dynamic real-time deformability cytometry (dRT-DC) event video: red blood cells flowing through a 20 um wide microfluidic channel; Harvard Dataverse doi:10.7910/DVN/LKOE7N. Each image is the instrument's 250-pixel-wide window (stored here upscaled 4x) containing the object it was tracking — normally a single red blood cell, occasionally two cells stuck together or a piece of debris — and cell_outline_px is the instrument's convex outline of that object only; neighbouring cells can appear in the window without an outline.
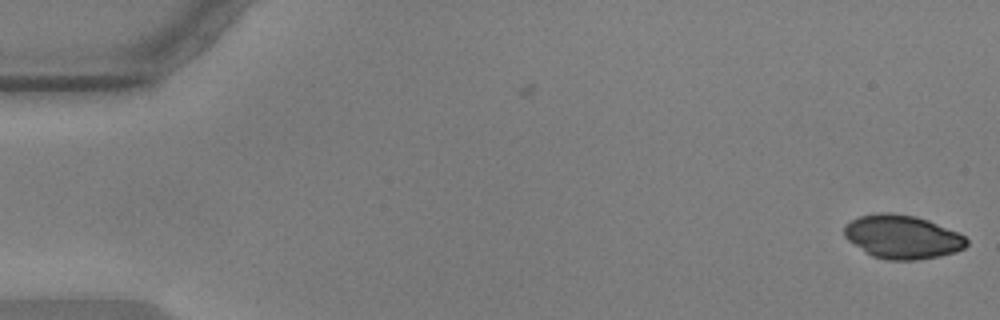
{"species": "common noctule bat (a hibernating species)", "species_latin": "Nyctalus noctula", "temperature_condition": "warm", "stored_images_in_passage": 6, "camera_frame_rate_fps": 3000, "um_per_image_px": 0.085, "animal": {"sex": "male", "body_mass_g": 17.9, "forearm_length_mm": 54.2}, "frame": {"image": 1, "passage_image": 6, "time_ms": 1.667, "image_size_px": [1000, 320], "cell_outline_px": [[968, 244], [964, 248], [956, 252], [940, 256], [916, 260], [888, 260], [872, 256], [848, 240], [844, 236], [844, 224], [860, 216], [880, 212], [892, 212], [916, 216], [928, 220], [956, 232], [964, 236], [968, 240]], "centroid_in_image_um": [76.69, 20.13], "position_along_channel_um": 8.3, "area_um2": 31.1}}